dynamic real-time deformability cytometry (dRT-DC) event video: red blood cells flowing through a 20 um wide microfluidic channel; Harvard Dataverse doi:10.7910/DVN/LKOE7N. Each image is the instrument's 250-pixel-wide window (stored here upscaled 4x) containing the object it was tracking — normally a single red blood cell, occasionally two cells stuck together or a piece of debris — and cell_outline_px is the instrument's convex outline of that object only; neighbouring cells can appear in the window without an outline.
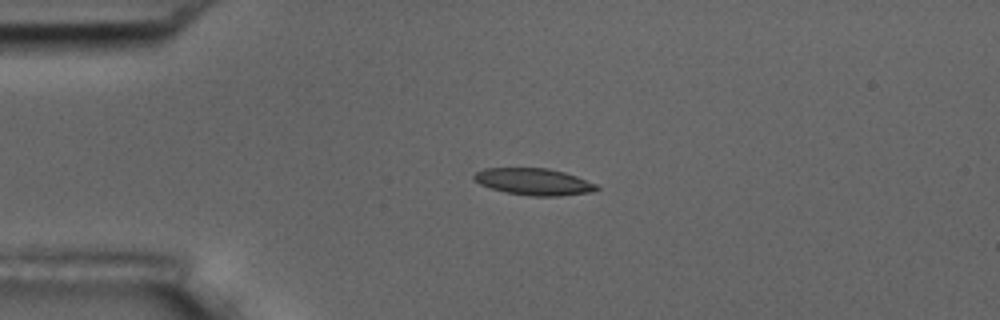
{"species": "common noctule bat (a hibernating species)", "species_latin": "Nyctalus noctula", "temperature_condition": "room temperature", "stored_images_in_passage": 6, "camera_frame_rate_fps": 3000, "um_per_image_px": 0.085, "animal": {"sex": "male", "body_mass_g": 17.5, "forearm_length_mm": 52.3}, "frame": {"image": 1, "passage_image": 4, "time_ms": 1.0, "image_size_px": [1000, 320], "cell_outline_px": [[600, 188], [592, 192], [560, 196], [532, 196], [508, 192], [492, 188], [480, 184], [472, 176], [476, 172], [484, 168], [548, 168], [564, 172], [576, 176], [596, 184]], "centroid_in_image_um": [45.4, 15.44], "position_along_channel_um": 39.6, "area_um2": 18.96}}